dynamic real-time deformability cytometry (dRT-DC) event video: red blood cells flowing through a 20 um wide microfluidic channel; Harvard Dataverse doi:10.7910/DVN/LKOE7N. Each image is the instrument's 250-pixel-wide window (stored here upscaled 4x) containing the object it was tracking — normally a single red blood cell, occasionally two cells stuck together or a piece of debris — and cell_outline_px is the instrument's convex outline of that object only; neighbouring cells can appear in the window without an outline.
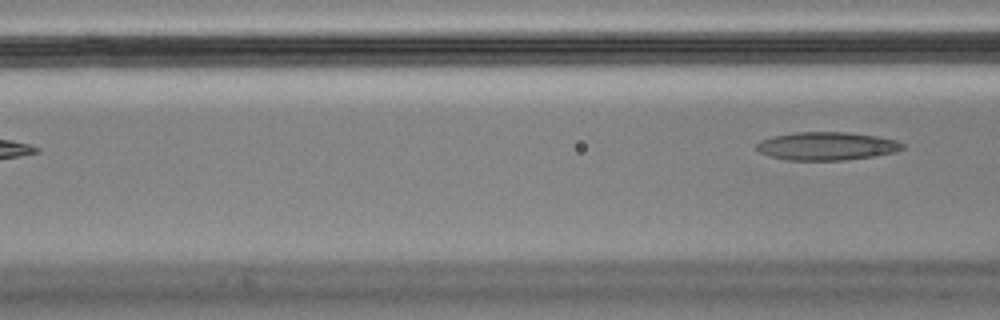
{"species": "Egyptian fruit bat (a non-hibernating species)", "species_latin": "Rousettus aegyptiacus", "temperature_condition": "cold", "stored_images_in_passage": 5, "camera_frame_rate_fps": 3000, "um_per_image_px": 0.085, "animal": {"sex": "male"}, "frame": {"image": 1, "passage_image": 5, "time_ms": 1.333, "image_size_px": [1000, 320], "cell_outline_px": [[904, 148], [896, 152], [872, 156], [844, 160], [788, 160], [768, 156], [760, 152], [756, 148], [756, 144], [760, 140], [772, 136], [796, 132], [848, 132], [876, 136], [896, 140], [904, 144]], "centroid_in_image_um": [70.25, 12.41], "position_along_channel_um": 96.3, "area_um2": 23.99}}